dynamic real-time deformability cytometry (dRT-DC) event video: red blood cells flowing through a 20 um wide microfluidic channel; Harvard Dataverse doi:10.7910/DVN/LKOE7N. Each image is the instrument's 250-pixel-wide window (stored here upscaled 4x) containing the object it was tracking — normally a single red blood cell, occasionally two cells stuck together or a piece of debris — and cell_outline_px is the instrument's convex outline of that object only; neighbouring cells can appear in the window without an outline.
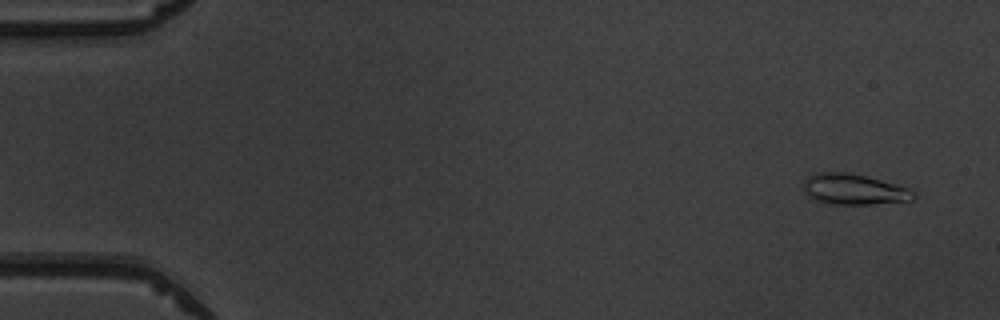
{"species": "common noctule bat (a hibernating species)", "species_latin": "Nyctalus noctula", "temperature_condition": "warm", "stored_images_in_passage": 51, "camera_frame_rate_fps": 3000, "um_per_image_px": 0.085, "animal": {"sex": "male", "body_mass_g": 19.5, "forearm_length_mm": 54.6}, "frame": {"image": 1, "passage_image": 3, "time_ms": 0.667, "image_size_px": [1000, 320], "cell_outline_px": [[916, 196], [912, 200], [872, 204], [832, 204], [816, 200], [808, 196], [804, 192], [804, 180], [816, 172], [844, 172], [864, 176], [880, 180], [908, 188], [916, 192]], "centroid_in_image_um": [72.57, 16.1], "position_along_channel_um": 12.4, "area_um2": 19.48}}
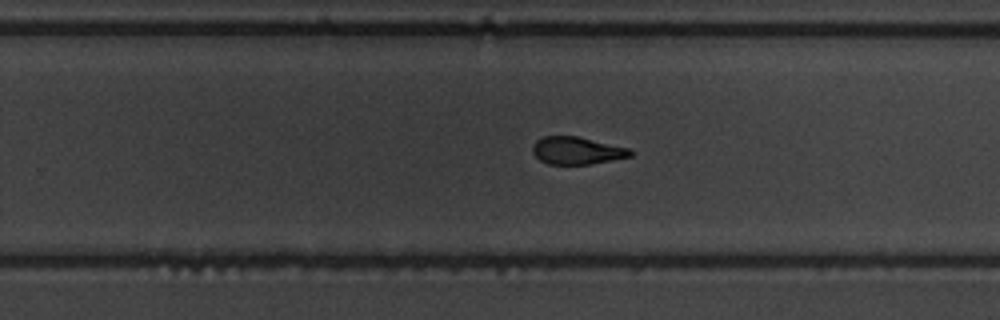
{"frame": {"image": 2, "passage_image": 33, "time_ms": 10.667, "image_size_px": [1000, 320], "cell_outline_px": [[636, 152], [632, 156], [592, 164], [548, 164], [540, 160], [532, 152], [532, 144], [536, 140], [544, 136], [576, 136], [632, 148]], "centroid_in_image_um": [49.08, 12.8], "position_along_channel_um": 280.7, "area_um2": 15.9}}
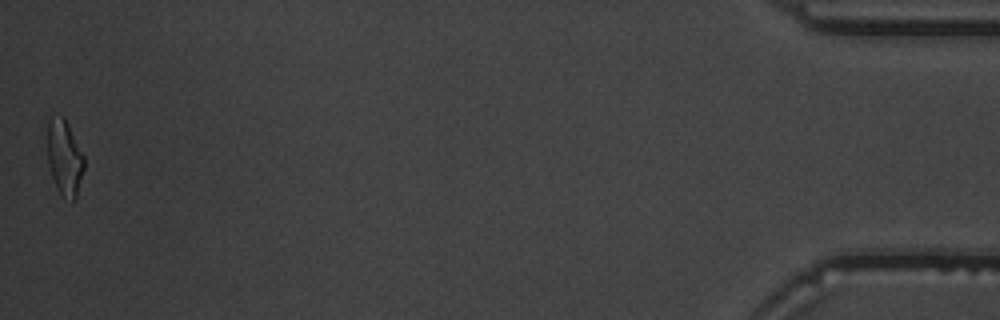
{"frame": {"image": 3, "passage_image": 51, "time_ms": 16.667, "image_size_px": [1000, 320], "cell_outline_px": [[84, 168], [76, 196], [72, 200], [60, 196], [52, 176], [48, 164], [48, 120], [60, 116], [64, 116], [84, 156]], "centroid_in_image_um": [5.49, 13.42], "position_along_channel_um": 429.7, "area_um2": 15.84}, "authors_computed_cell_mechanics": {"area_um2": 16.762, "velocity_mm_per_s": 4.0059, "shape_relaxation_time_tau1_ms": 4.2384, "shape_relaxation_time_tau2_ms": 2.1414, "deformation_change_tau1": 0.1634, "deformation_change_tau2": 0.0995}}